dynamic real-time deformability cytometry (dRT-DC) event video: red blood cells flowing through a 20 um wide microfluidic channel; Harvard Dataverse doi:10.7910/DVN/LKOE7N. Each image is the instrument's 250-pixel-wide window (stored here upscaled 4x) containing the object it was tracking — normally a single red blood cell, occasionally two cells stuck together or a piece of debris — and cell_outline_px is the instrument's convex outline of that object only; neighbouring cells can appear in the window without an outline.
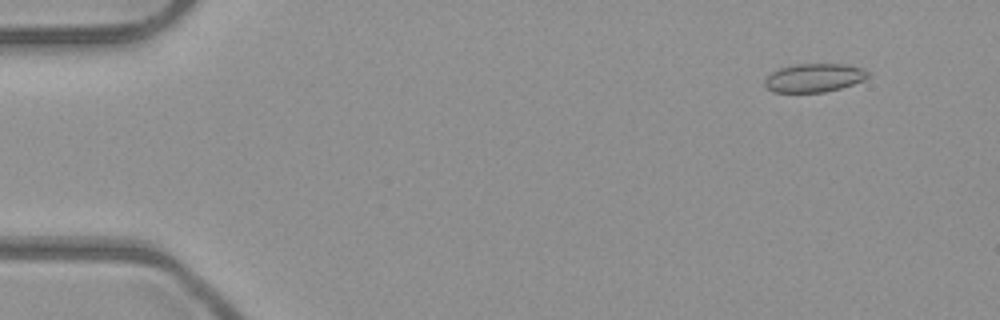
{"species": "common noctule bat (a hibernating species)", "species_latin": "Nyctalus noctula", "temperature_condition": "room temperature", "stored_images_in_passage": 36, "camera_frame_rate_fps": 3000, "um_per_image_px": 0.085, "animal": {"sex": "male", "body_mass_g": 23.1, "forearm_length_mm": 52.7}, "frame": {"image": 1, "passage_image": 5, "time_ms": 1.333, "image_size_px": [1000, 320], "cell_outline_px": [[872, 72], [864, 80], [840, 88], [824, 92], [772, 92], [764, 84], [764, 80], [772, 72], [780, 68], [796, 64], [844, 64], [860, 68]], "centroid_in_image_um": [69.21, 6.61], "position_along_channel_um": 15.8, "area_um2": 17.05}}
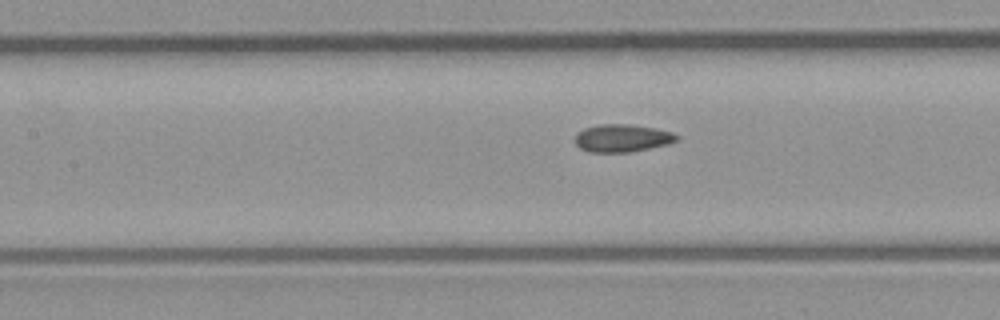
{"frame": {"image": 2, "passage_image": 24, "time_ms": 7.667, "image_size_px": [1000, 320], "cell_outline_px": [[680, 136], [676, 140], [668, 144], [628, 152], [588, 152], [580, 148], [576, 144], [576, 132], [584, 128], [600, 124], [628, 124], [656, 128], [672, 132]], "centroid_in_image_um": [52.87, 11.73], "position_along_channel_um": 154.5, "area_um2": 16.36}}
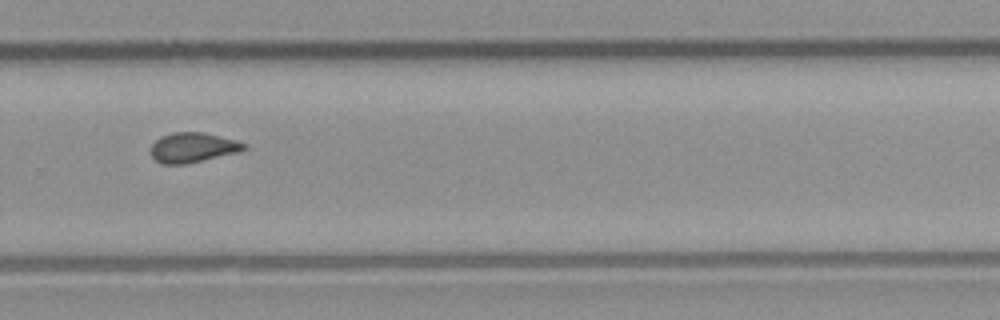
{"frame": {"image": 3, "passage_image": 36, "time_ms": 11.667, "image_size_px": [1000, 320], "cell_outline_px": [[248, 148], [240, 152], [184, 164], [164, 164], [156, 160], [152, 156], [152, 144], [160, 136], [172, 132], [204, 132], [236, 140], [244, 144]], "centroid_in_image_um": [16.4, 12.53], "position_along_channel_um": 313.4, "area_um2": 16.13}}